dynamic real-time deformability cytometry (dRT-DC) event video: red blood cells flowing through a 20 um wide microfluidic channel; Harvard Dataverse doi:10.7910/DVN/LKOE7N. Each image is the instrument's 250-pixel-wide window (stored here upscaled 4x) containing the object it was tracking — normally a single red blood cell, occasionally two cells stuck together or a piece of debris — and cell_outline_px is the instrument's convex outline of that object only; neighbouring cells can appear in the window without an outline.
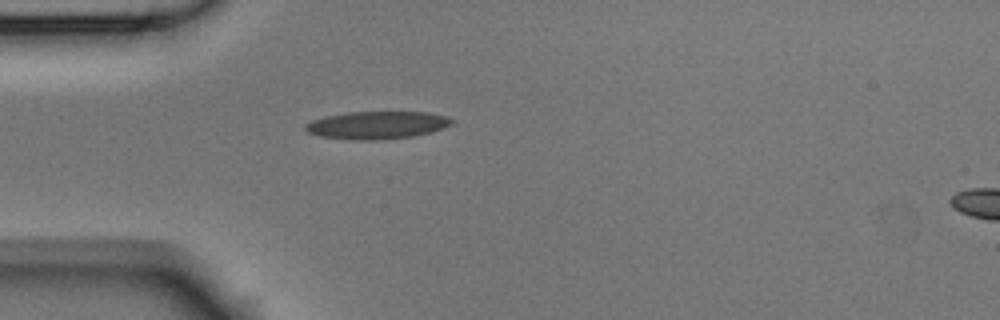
{"species": "Egyptian fruit bat (a non-hibernating species)", "species_latin": "Rousettus aegyptiacus", "temperature_condition": "room temperature", "stored_images_in_passage": 1, "camera_frame_rate_fps": 3000, "um_per_image_px": 0.085, "animal": {"sex": "male"}, "frame": {"image": 1, "passage_image": 1, "time_ms": 0.0, "image_size_px": [1000, 320], "cell_outline_px": [[456, 120], [452, 124], [444, 128], [432, 132], [412, 136], [372, 140], [352, 140], [320, 136], [308, 132], [304, 128], [304, 124], [312, 120], [328, 116], [348, 112], [428, 112], [444, 116]], "centroid_in_image_um": [32.06, 10.63], "position_along_channel_um": 52.9, "area_um2": 23.52}}